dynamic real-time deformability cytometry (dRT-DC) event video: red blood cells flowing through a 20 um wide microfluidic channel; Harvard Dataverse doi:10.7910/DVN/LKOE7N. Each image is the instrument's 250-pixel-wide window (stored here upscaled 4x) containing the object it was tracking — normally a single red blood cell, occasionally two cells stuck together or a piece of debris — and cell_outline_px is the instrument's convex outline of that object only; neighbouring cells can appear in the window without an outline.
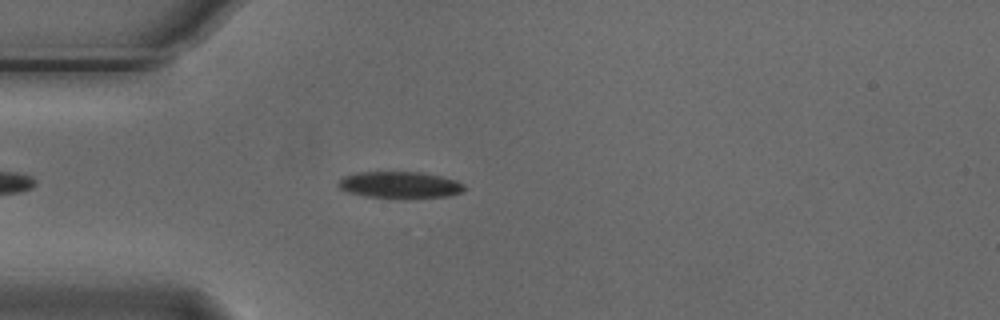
{"species": "Egyptian fruit bat (a non-hibernating species)", "species_latin": "Rousettus aegyptiacus", "temperature_condition": "cold", "stored_images_in_passage": 4, "camera_frame_rate_fps": 3000, "um_per_image_px": 0.085, "animal": {"sex": "male"}, "frame": {"image": 1, "passage_image": 4, "time_ms": 1.0, "image_size_px": [1000, 320], "cell_outline_px": [[468, 188], [464, 192], [448, 196], [404, 200], [364, 196], [348, 192], [340, 188], [336, 184], [344, 176], [356, 172], [424, 172], [456, 180], [464, 184]], "centroid_in_image_um": [34.04, 15.74], "position_along_channel_um": 51.0, "area_um2": 20.29}}